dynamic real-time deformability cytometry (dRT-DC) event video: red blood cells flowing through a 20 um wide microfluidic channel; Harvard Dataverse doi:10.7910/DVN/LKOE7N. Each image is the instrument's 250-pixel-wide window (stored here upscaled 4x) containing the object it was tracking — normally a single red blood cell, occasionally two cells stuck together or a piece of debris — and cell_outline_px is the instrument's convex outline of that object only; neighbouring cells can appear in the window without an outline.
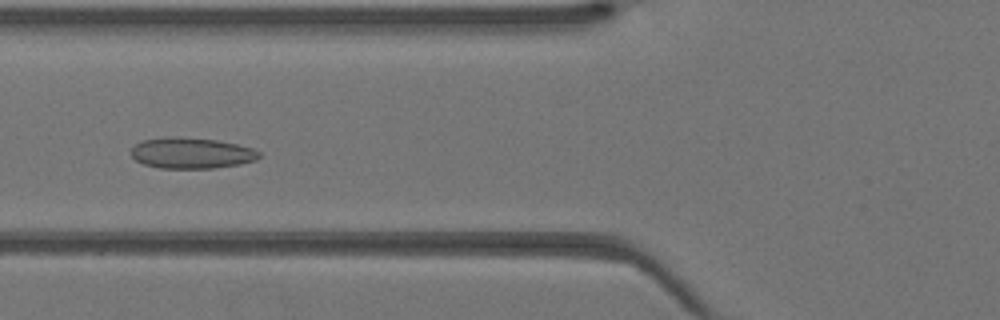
{"species": "Egyptian fruit bat (a non-hibernating species)", "species_latin": "Rousettus aegyptiacus", "temperature_condition": "warm", "stored_images_in_passage": 42, "camera_frame_rate_fps": 3000, "um_per_image_px": 0.085, "animal": {"sex": "female"}, "frame": {"image": 1, "passage_image": 16, "time_ms": 5.0, "image_size_px": [1000, 320], "cell_outline_px": [[260, 156], [256, 160], [240, 164], [212, 168], [160, 168], [144, 164], [136, 160], [132, 156], [132, 148], [140, 140], [168, 136], [180, 136], [216, 140], [236, 144], [252, 148], [260, 152]], "centroid_in_image_um": [16.26, 13.0], "position_along_channel_um": 109.5, "area_um2": 23.12}}
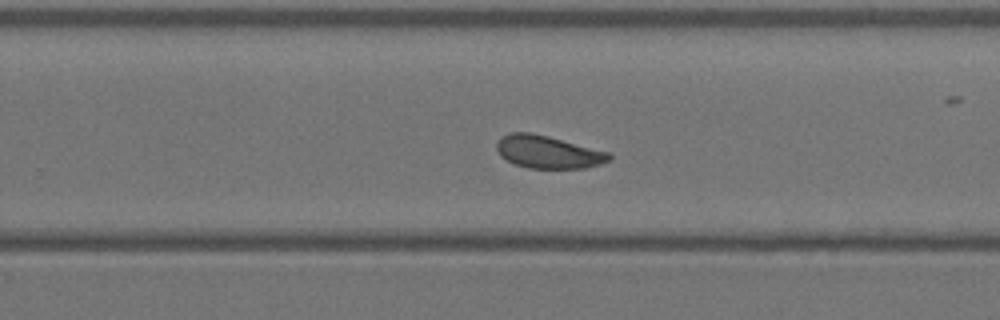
{"frame": {"image": 2, "passage_image": 27, "time_ms": 8.667, "image_size_px": [1000, 320], "cell_outline_px": [[612, 156], [608, 160], [600, 164], [584, 168], [528, 168], [516, 164], [500, 156], [496, 148], [496, 140], [500, 136], [508, 132], [532, 132], [612, 152]], "centroid_in_image_um": [46.57, 12.9], "position_along_channel_um": 283.2, "area_um2": 21.68}}
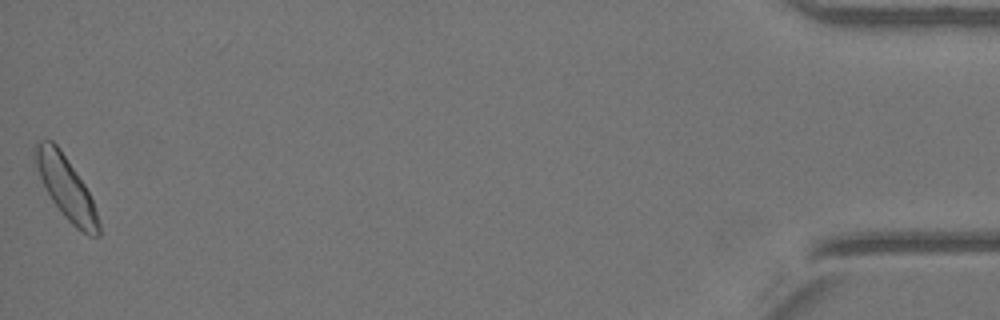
{"frame": {"image": 3, "passage_image": 42, "time_ms": 13.667, "image_size_px": [1000, 320], "cell_outline_px": [[100, 236], [88, 236], [76, 228], [64, 216], [52, 200], [40, 176], [36, 164], [36, 144], [40, 140], [52, 140], [60, 148], [84, 184], [92, 200], [100, 224]], "centroid_in_image_um": [5.65, 15.99], "position_along_channel_um": 429.5, "area_um2": 22.37}}